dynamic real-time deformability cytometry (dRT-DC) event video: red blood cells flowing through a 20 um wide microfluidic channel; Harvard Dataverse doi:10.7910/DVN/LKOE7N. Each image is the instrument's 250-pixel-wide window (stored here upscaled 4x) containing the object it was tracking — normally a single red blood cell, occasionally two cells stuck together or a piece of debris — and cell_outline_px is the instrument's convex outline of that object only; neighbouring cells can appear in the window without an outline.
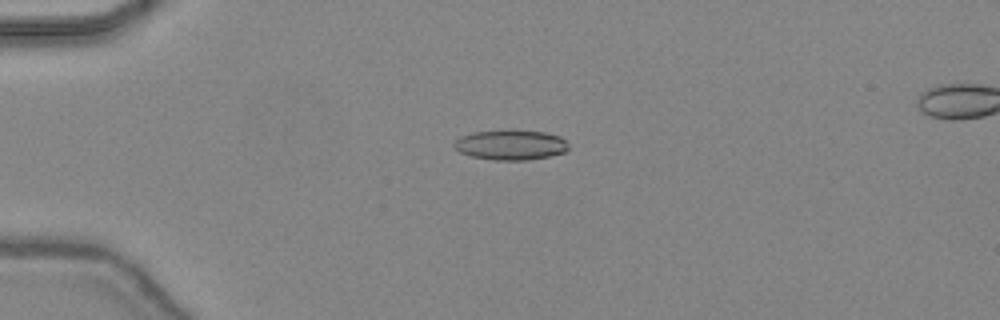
{"species": "common noctule bat (a hibernating species)", "species_latin": "Nyctalus noctula", "temperature_condition": "warm", "stored_images_in_passage": 47, "camera_frame_rate_fps": 3000, "um_per_image_px": 0.085, "animal": {"sex": "female", "body_mass_g": 24.6, "forearm_length_mm": 56.2}, "frame": {"image": 1, "passage_image": 13, "time_ms": 4.0, "image_size_px": [1000, 320], "cell_outline_px": [[568, 148], [564, 152], [548, 156], [528, 160], [492, 160], [472, 156], [460, 152], [452, 144], [460, 136], [472, 132], [544, 132], [560, 136], [568, 144]], "centroid_in_image_um": [43.39, 12.35], "position_along_channel_um": 41.6, "area_um2": 19.36}}
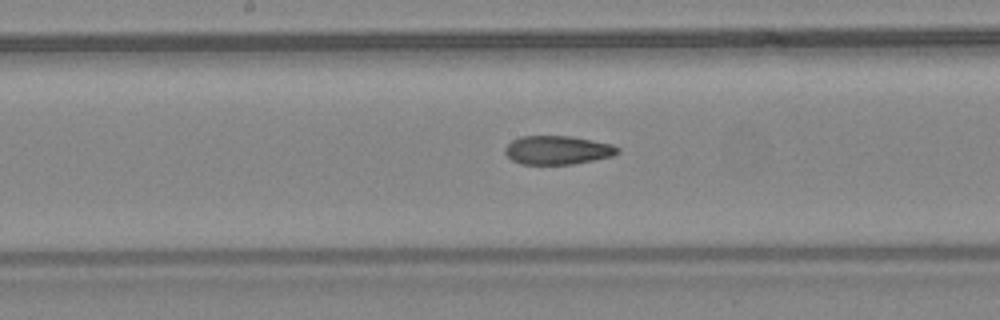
{"frame": {"image": 2, "passage_image": 26, "time_ms": 8.333, "image_size_px": [1000, 320], "cell_outline_px": [[620, 152], [612, 156], [572, 164], [520, 164], [512, 160], [504, 152], [504, 148], [512, 140], [520, 136], [572, 136], [612, 144], [620, 148]], "centroid_in_image_um": [47.38, 12.75], "position_along_channel_um": 200.8, "area_um2": 18.84}}
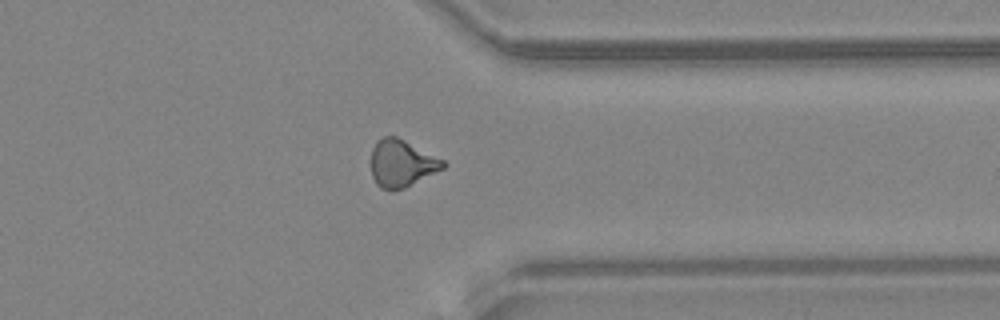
{"frame": {"image": 3, "passage_image": 38, "time_ms": 12.333, "image_size_px": [1000, 320], "cell_outline_px": [[448, 164], [444, 168], [404, 188], [388, 192], [380, 188], [376, 184], [372, 176], [372, 148], [376, 140], [384, 136], [396, 136], [444, 160]], "centroid_in_image_um": [34.13, 13.9], "position_along_channel_um": 377.3, "area_um2": 19.83}, "authors_computed_cell_mechanics": {"area_um2": 19.363, "velocity_mm_per_s": 4.4848, "shape_relaxation_time_tau1_ms": null, "shape_relaxation_time_tau2_ms": 2.6464, "deformation_change_tau1": null, "deformation_change_tau2": 0.1082}}